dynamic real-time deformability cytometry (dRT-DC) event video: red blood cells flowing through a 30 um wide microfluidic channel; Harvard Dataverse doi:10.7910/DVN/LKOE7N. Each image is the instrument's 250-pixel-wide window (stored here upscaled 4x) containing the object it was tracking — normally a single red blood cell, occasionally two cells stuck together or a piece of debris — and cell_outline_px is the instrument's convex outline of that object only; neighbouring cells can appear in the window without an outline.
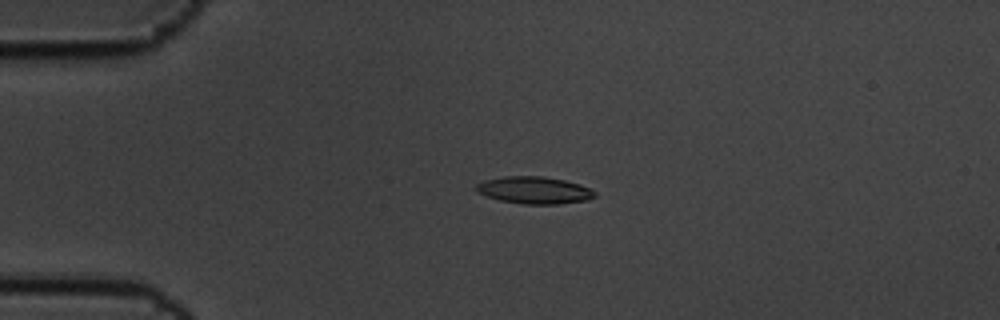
{"species": "common noctule bat (a hibernating species)", "species_latin": "Nyctalus noctula", "temperature_condition": "cold", "stored_images_in_passage": 6, "camera_frame_rate_fps": 3000, "um_per_image_px": 0.085, "animal": {"sex": "male", "body_mass_g": 19.5, "forearm_length_mm": 54.6}, "frame": {"image": 1, "passage_image": 4, "time_ms": 1.0, "image_size_px": [1000, 320], "cell_outline_px": [[596, 196], [588, 200], [560, 204], [524, 204], [500, 200], [476, 192], [476, 184], [484, 180], [504, 176], [544, 176], [564, 180], [580, 184], [596, 192]], "centroid_in_image_um": [45.42, 16.16], "position_along_channel_um": 39.6, "area_um2": 18.79}}
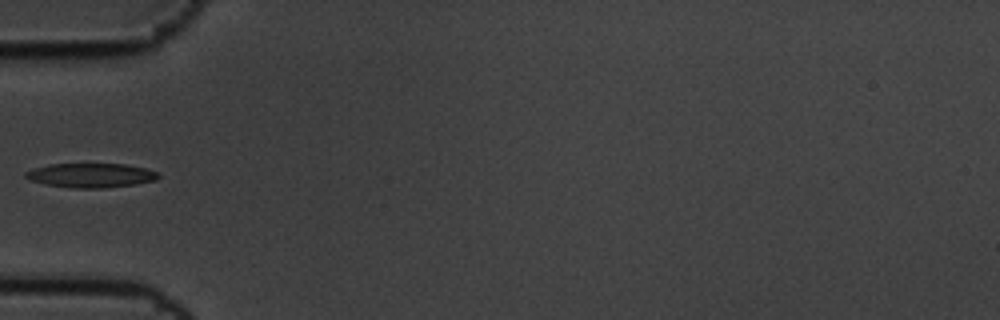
{"frame": {"image": 2, "passage_image": 6, "time_ms": 1.667, "image_size_px": [1000, 320], "cell_outline_px": [[160, 176], [156, 180], [136, 184], [104, 188], [68, 188], [44, 184], [28, 180], [24, 176], [24, 172], [48, 164], [124, 164], [144, 168], [156, 172]], "centroid_in_image_um": [7.68, 14.91], "position_along_channel_um": 77.3, "area_um2": 18.84}}